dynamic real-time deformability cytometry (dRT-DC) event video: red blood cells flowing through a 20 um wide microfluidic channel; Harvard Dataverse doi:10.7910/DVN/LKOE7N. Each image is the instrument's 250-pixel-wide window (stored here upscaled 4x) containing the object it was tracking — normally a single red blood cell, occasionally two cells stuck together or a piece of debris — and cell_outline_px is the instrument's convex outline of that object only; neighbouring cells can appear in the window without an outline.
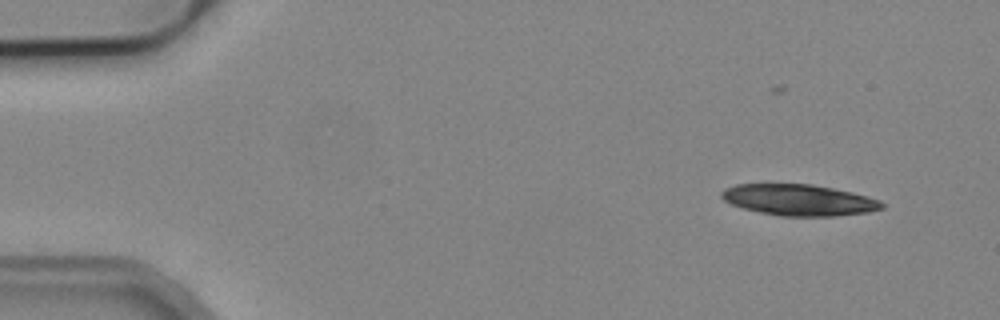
{"species": "common noctule bat (a hibernating species)", "species_latin": "Nyctalus noctula", "temperature_condition": "cold", "stored_images_in_passage": 7, "camera_frame_rate_fps": 3000, "um_per_image_px": 0.085, "animal": {"sex": "male", "body_mass_g": 19.2, "forearm_length_mm": 51.8}, "frame": {"image": 1, "passage_image": 1, "time_ms": 0.0, "image_size_px": [1000, 320], "cell_outline_px": [[884, 208], [868, 212], [836, 216], [780, 216], [760, 212], [744, 208], [732, 204], [724, 200], [720, 196], [720, 192], [724, 188], [736, 184], [812, 184], [852, 192], [868, 196], [880, 200], [884, 204]], "centroid_in_image_um": [67.92, 16.99], "position_along_channel_um": 17.1, "area_um2": 29.19}}
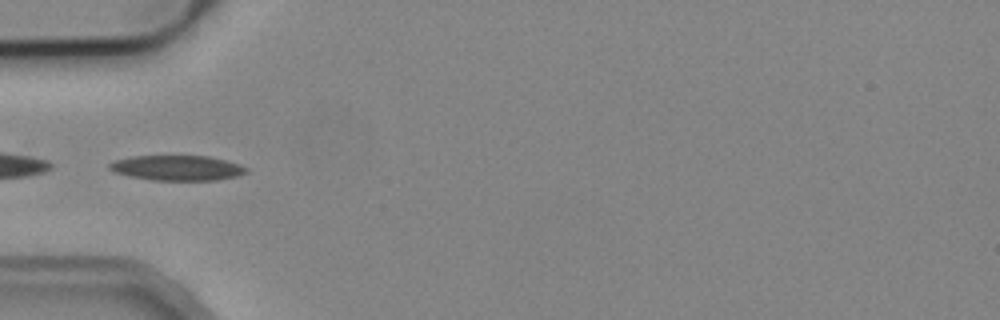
{"frame": {"image": 2, "passage_image": 4, "time_ms": 4.333, "image_size_px": [1000, 320], "cell_outline_px": [[248, 172], [236, 176], [216, 180], [152, 180], [128, 176], [116, 172], [108, 168], [108, 164], [116, 160], [132, 156], [208, 156], [240, 164], [248, 168]], "centroid_in_image_um": [15.06, 14.27], "position_along_channel_um": 69.9, "area_um2": 19.94}}